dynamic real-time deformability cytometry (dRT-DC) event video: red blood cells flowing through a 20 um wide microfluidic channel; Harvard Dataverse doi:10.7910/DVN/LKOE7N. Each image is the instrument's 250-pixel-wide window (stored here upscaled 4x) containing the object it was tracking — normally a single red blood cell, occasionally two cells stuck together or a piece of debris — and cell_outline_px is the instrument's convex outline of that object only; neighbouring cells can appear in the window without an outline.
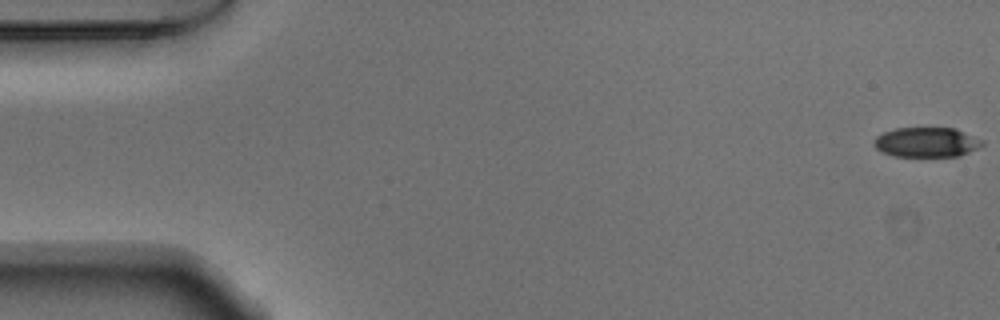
{"species": "Egyptian fruit bat (a non-hibernating species)", "species_latin": "Rousettus aegyptiacus", "temperature_condition": "warm", "stored_images_in_passage": 54, "camera_frame_rate_fps": 3000, "um_per_image_px": 0.085, "animal": {"sex": "male"}, "frame": {"image": 1, "passage_image": 1, "time_ms": 0.0, "image_size_px": [1000, 320], "cell_outline_px": [[984, 144], [960, 156], [892, 156], [876, 148], [872, 140], [876, 136], [884, 132], [896, 128], [956, 128], [984, 140]], "centroid_in_image_um": [78.76, 12.08], "position_along_channel_um": 6.2, "area_um2": 18.79}}
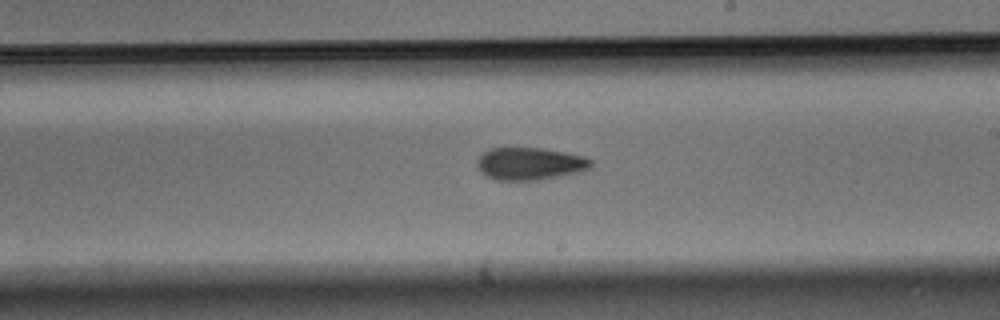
{"frame": {"image": 2, "passage_image": 31, "time_ms": 10.0, "image_size_px": [1000, 320], "cell_outline_px": [[592, 168], [580, 172], [540, 180], [496, 180], [480, 172], [476, 168], [476, 160], [484, 152], [492, 148], [544, 148], [568, 152], [584, 156], [592, 160]], "centroid_in_image_um": [45.06, 13.91], "position_along_channel_um": 243.9, "area_um2": 21.85}}
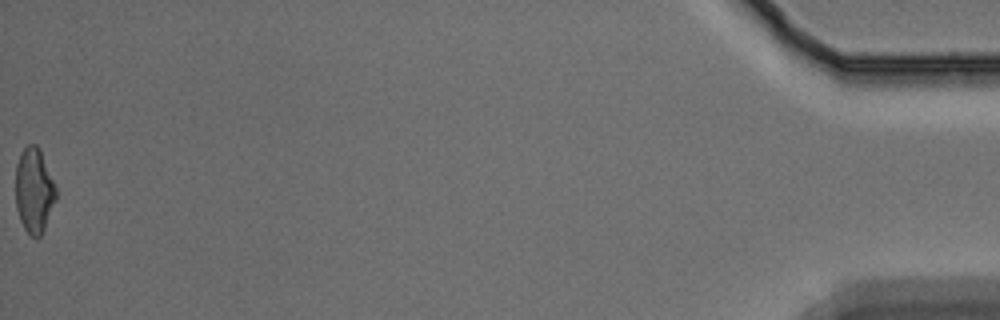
{"frame": {"image": 3, "passage_image": 54, "time_ms": 17.667, "image_size_px": [1000, 320], "cell_outline_px": [[56, 200], [44, 228], [40, 236], [32, 236], [24, 228], [20, 220], [16, 208], [16, 164], [20, 152], [28, 144], [36, 144], [40, 148], [56, 188]], "centroid_in_image_um": [2.89, 16.15], "position_along_channel_um": 432.3, "area_um2": 19.88}, "authors_computed_cell_mechanics": {"area_um2": 20.7791, "velocity_mm_per_s": 3.7877, "shape_relaxation_time_tau1_ms": 5.9004, "shape_relaxation_time_tau2_ms": 4.4187, "deformation_change_tau1": 0.165, "deformation_change_tau2": 0.1174}}